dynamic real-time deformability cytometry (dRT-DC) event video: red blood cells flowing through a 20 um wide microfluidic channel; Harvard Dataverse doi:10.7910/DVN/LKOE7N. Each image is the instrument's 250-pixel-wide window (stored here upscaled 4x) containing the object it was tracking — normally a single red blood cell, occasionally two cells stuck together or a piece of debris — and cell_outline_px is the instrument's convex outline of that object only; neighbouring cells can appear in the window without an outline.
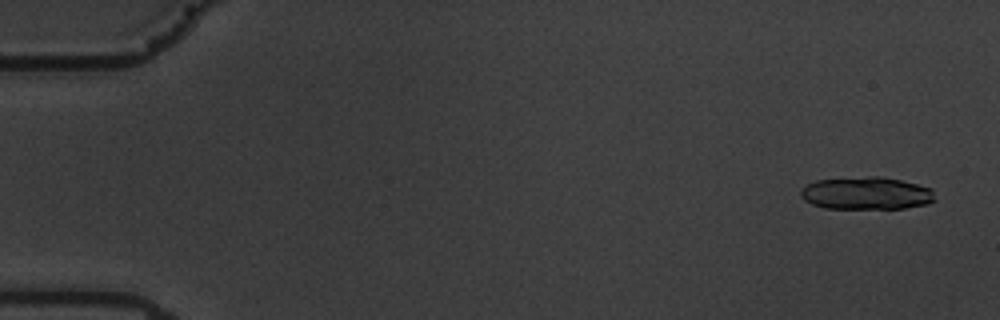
{"species": "common noctule bat (a hibernating species)", "species_latin": "Nyctalus noctula", "temperature_condition": "warm", "stored_images_in_passage": 59, "segment_of_instrument_passage": [1, 2], "camera_frame_rate_fps": 3000, "um_per_image_px": 0.085, "animal": {"sex": "male", "body_mass_g": 19.5, "forearm_length_mm": 54.6}, "frame": {"image": 1, "passage_image": 3, "time_ms": 0.667, "image_size_px": [1000, 320], "cell_outline_px": [[936, 200], [928, 204], [904, 208], [824, 208], [812, 204], [804, 200], [800, 196], [800, 188], [816, 180], [868, 176], [880, 176], [900, 180], [932, 188]], "centroid_in_image_um": [73.63, 16.42], "position_along_channel_um": 11.4, "area_um2": 25.61}}
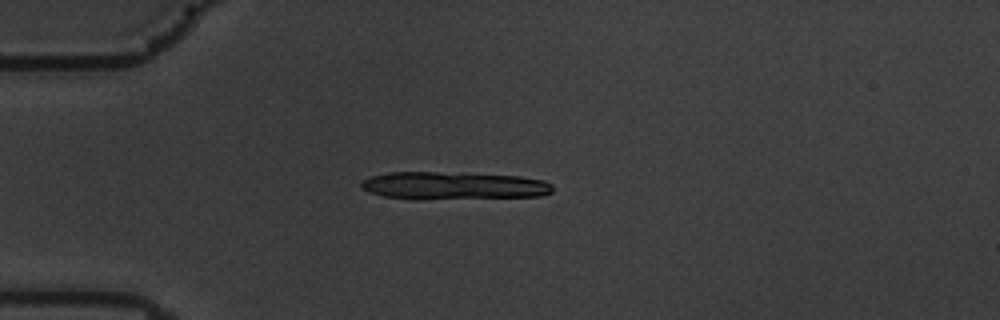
{"frame": {"image": 2, "passage_image": 16, "time_ms": 5.0, "image_size_px": [1000, 320], "cell_outline_px": [[552, 192], [540, 196], [384, 196], [368, 192], [360, 188], [360, 180], [372, 176], [392, 172], [436, 172], [520, 176], [544, 180], [552, 184]], "centroid_in_image_um": [38.55, 15.72], "position_along_channel_um": 46.5, "area_um2": 28.9}}